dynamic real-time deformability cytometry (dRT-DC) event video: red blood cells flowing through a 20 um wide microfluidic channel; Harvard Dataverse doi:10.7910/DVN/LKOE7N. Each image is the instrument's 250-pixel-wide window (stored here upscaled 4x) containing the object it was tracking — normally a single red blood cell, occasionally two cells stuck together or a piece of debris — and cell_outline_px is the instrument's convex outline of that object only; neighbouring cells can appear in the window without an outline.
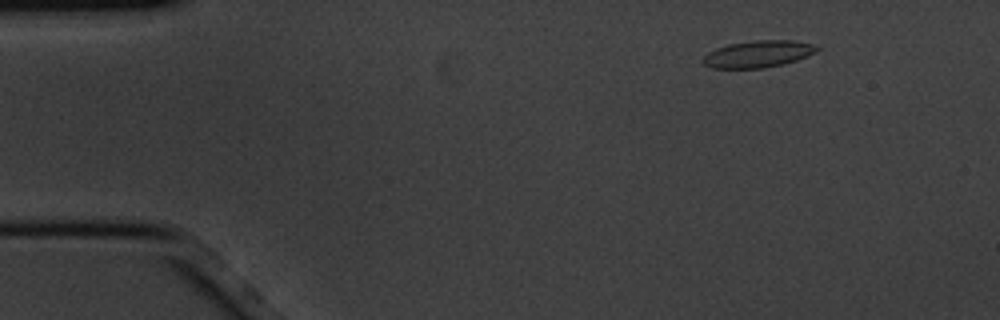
{"species": "common noctule bat (a hibernating species)", "species_latin": "Nyctalus noctula", "temperature_condition": "cold", "stored_images_in_passage": 9, "camera_frame_rate_fps": 3000, "um_per_image_px": 0.085, "animal": {"sex": "male", "body_mass_g": 20.1, "forearm_length_mm": 53.5}, "frame": {"image": 1, "passage_image": 2, "time_ms": 0.333, "image_size_px": [1000, 320], "cell_outline_px": [[820, 48], [816, 52], [808, 56], [784, 64], [764, 68], [712, 68], [704, 64], [700, 60], [708, 52], [716, 48], [728, 44], [752, 40], [792, 40], [816, 44]], "centroid_in_image_um": [64.45, 4.58], "position_along_channel_um": 20.6, "area_um2": 18.09}}
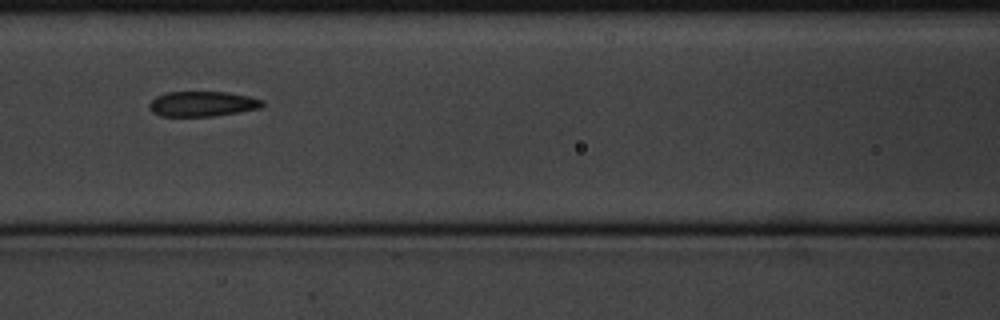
{"frame": {"image": 2, "passage_image": 7, "time_ms": 2.0, "image_size_px": [1000, 320], "cell_outline_px": [[264, 104], [260, 108], [216, 116], [160, 116], [152, 112], [148, 108], [148, 104], [156, 96], [164, 92], [228, 92], [248, 96], [264, 100]], "centroid_in_image_um": [17.18, 8.83], "position_along_channel_um": 149.4, "area_um2": 16.7}}
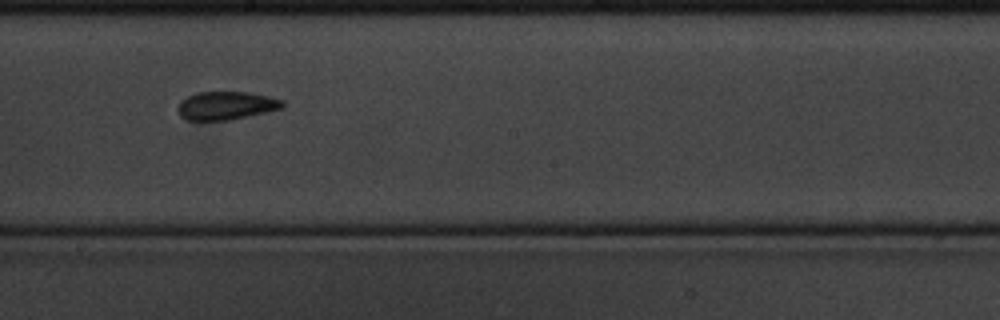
{"frame": {"image": 3, "passage_image": 9, "time_ms": 2.667, "image_size_px": [1000, 320], "cell_outline_px": [[284, 108], [228, 120], [184, 120], [180, 116], [176, 108], [180, 100], [196, 92], [248, 92], [268, 96], [284, 100]], "centroid_in_image_um": [19.19, 8.97], "position_along_channel_um": 229.0, "area_um2": 17.34}}